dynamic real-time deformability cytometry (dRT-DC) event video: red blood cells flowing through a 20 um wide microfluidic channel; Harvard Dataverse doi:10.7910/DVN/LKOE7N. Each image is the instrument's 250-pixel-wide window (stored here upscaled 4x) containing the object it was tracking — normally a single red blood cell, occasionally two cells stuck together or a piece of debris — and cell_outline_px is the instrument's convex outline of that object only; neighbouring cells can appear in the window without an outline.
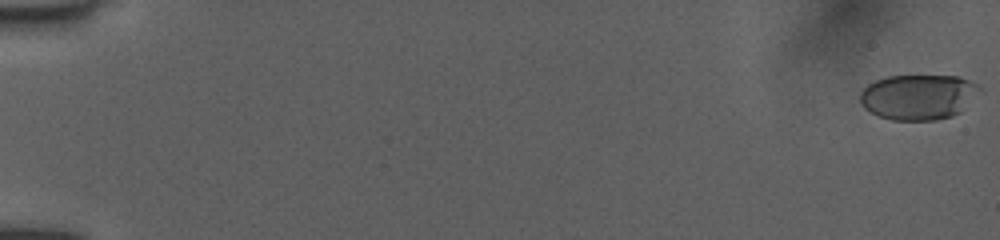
{"species": "human", "species_latin": "Homo sapiens", "temperature_condition": "room temperature", "stored_images_in_passage": 53, "camera_frame_rate_fps": 3000, "um_per_image_px": 0.085, "donor": {"sex": "female"}, "frame": {"image": 1, "passage_image": 1, "time_ms": 0.0, "image_size_px": [1000, 240], "cell_outline_px": [[980, 88], [960, 112], [952, 116], [936, 120], [892, 120], [880, 116], [864, 108], [860, 104], [860, 92], [868, 84], [876, 80], [888, 76], [960, 76], [976, 84]], "centroid_in_image_um": [78.01, 8.24], "position_along_channel_um": 7.0, "area_um2": 31.21}}
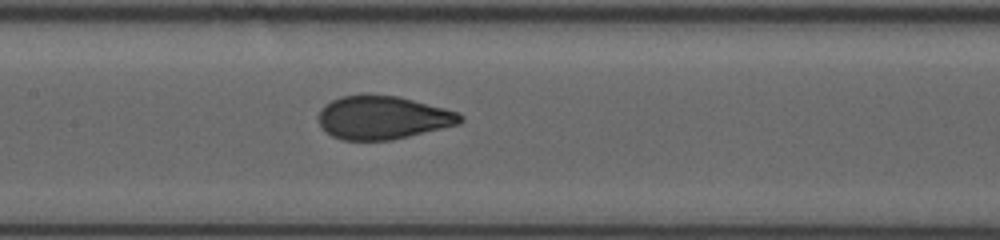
{"frame": {"image": 2, "passage_image": 28, "time_ms": 9.0, "image_size_px": [1000, 240], "cell_outline_px": [[464, 120], [460, 124], [392, 140], [344, 140], [332, 136], [320, 124], [320, 108], [324, 104], [340, 96], [364, 92], [396, 96], [444, 108], [456, 112], [464, 116]], "centroid_in_image_um": [32.53, 9.97], "position_along_channel_um": 174.9, "area_um2": 36.01}}
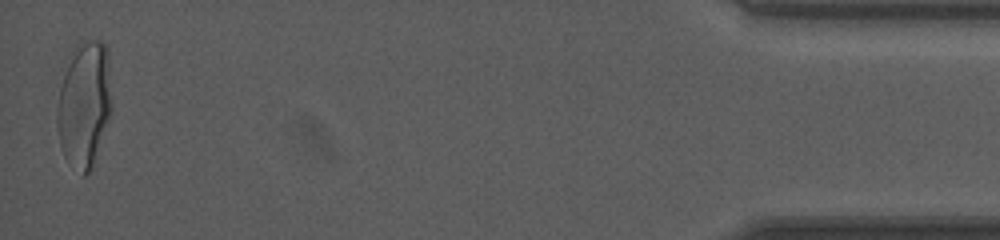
{"frame": {"image": 3, "passage_image": 53, "time_ms": 17.333, "image_size_px": [1000, 240], "cell_outline_px": [[112, 108], [92, 164], [88, 172], [84, 176], [64, 156], [60, 144], [56, 124], [56, 108], [60, 88], [64, 76], [76, 44], [88, 40], [100, 40], [108, 48], [112, 104]], "centroid_in_image_um": [7.17, 8.81], "position_along_channel_um": 428.0, "area_um2": 39.48}, "authors_computed_cell_mechanics": {"area_um2": 35.6048, "velocity_mm_per_s": 4.0005, "shape_relaxation_time_tau1_ms": 5.8635, "shape_relaxation_time_tau2_ms": null, "deformation_change_tau1": 0.2145, "deformation_change_tau2": null}}